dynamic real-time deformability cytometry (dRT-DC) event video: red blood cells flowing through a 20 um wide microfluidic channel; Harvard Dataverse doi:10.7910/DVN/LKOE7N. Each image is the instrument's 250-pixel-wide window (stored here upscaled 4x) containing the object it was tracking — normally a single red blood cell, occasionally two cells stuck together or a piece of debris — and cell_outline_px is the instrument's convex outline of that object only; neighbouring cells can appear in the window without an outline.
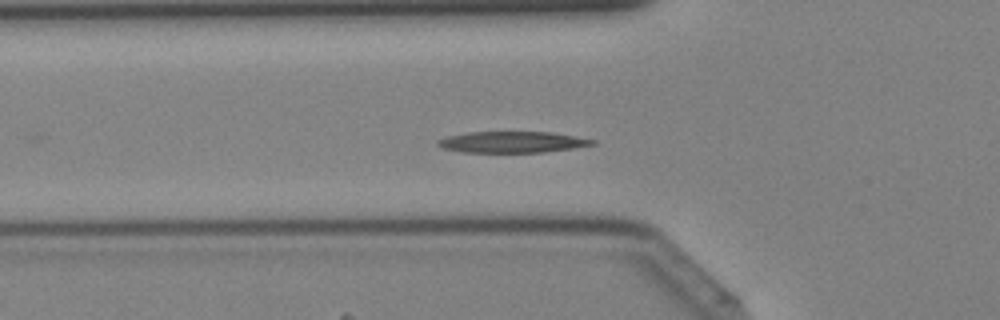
{"species": "Egyptian fruit bat (a non-hibernating species)", "species_latin": "Rousettus aegyptiacus", "temperature_condition": "cold", "stored_images_in_passage": 39, "camera_frame_rate_fps": 3000, "um_per_image_px": 0.085, "animal": {"sex": "female"}, "frame": {"image": 1, "passage_image": 12, "time_ms": 3.667, "image_size_px": [1000, 320], "cell_outline_px": [[596, 144], [572, 148], [544, 152], [464, 152], [444, 148], [436, 144], [436, 140], [448, 136], [468, 132], [552, 132], [596, 140]], "centroid_in_image_um": [43.54, 12.07], "position_along_channel_um": 82.3, "area_um2": 18.96}}
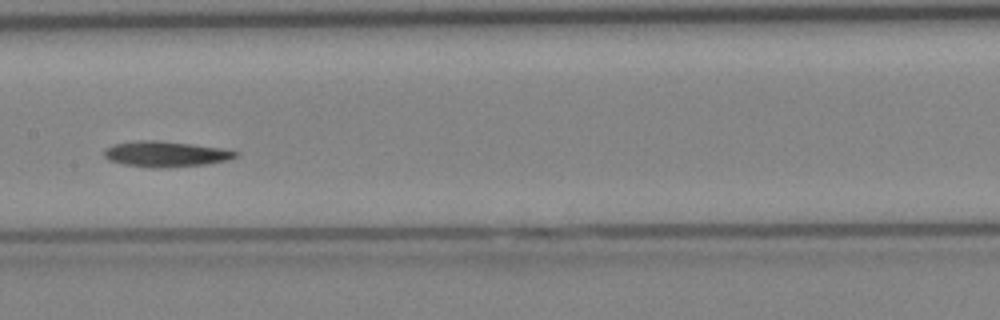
{"frame": {"image": 2, "passage_image": 19, "time_ms": 6.0, "image_size_px": [1000, 320], "cell_outline_px": [[240, 152], [236, 156], [228, 160], [208, 164], [164, 168], [156, 168], [124, 164], [108, 160], [104, 156], [104, 148], [112, 144], [136, 140], [156, 140], [220, 148]], "centroid_in_image_um": [14.04, 13.09], "position_along_channel_um": 193.4, "area_um2": 19.59}}
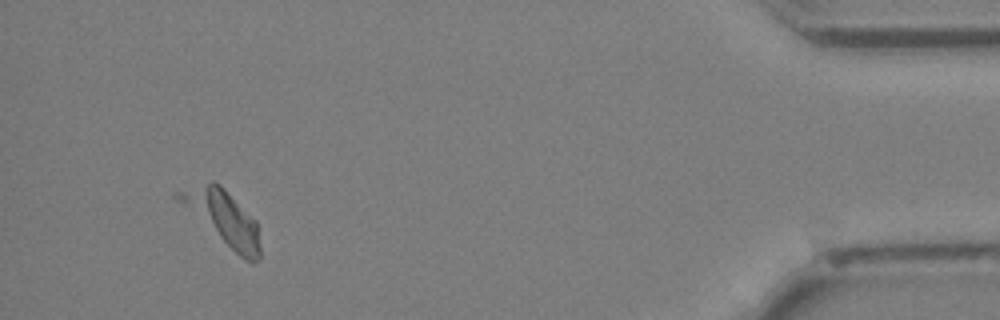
{"frame": {"image": 3, "passage_image": 37, "time_ms": 12.0, "image_size_px": [1000, 320], "cell_outline_px": [[260, 256], [252, 264], [244, 260], [172, 196], [172, 192], [212, 180], [220, 184], [256, 220], [260, 248]], "centroid_in_image_um": [18.93, 18.47], "position_along_channel_um": 416.3, "area_um2": 25.2}}